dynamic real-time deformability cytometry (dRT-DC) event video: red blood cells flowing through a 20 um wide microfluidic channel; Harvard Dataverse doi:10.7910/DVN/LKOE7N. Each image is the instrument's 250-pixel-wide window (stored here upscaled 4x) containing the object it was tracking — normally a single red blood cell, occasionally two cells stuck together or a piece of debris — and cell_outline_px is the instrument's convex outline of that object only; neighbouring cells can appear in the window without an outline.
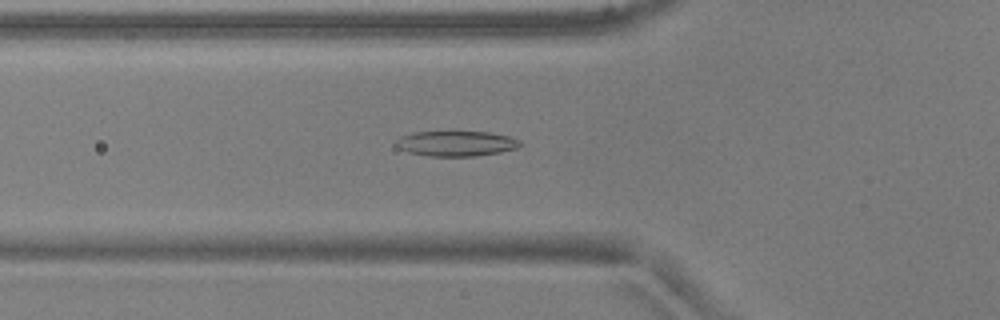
{"species": "common noctule bat (a hibernating species)", "species_latin": "Nyctalus noctula", "temperature_condition": "warm", "stored_images_in_passage": 50, "camera_frame_rate_fps": 3000, "um_per_image_px": 0.085, "animal": {"sex": "male", "body_mass_g": 17.9, "forearm_length_mm": 54.2}, "frame": {"image": 1, "passage_image": 19, "time_ms": 6.0, "image_size_px": [1000, 320], "cell_outline_px": [[520, 144], [516, 148], [500, 152], [472, 156], [428, 156], [408, 152], [396, 148], [396, 140], [400, 136], [412, 132], [448, 128], [452, 128], [488, 132], [508, 136], [520, 140]], "centroid_in_image_um": [38.69, 12.13], "position_along_channel_um": 87.1, "area_um2": 19.31}}
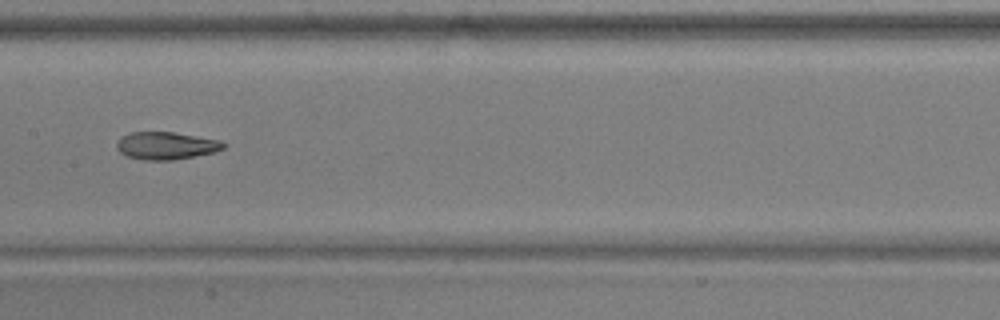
{"frame": {"image": 2, "passage_image": 27, "time_ms": 8.667, "image_size_px": [1000, 320], "cell_outline_px": [[228, 144], [224, 148], [216, 152], [172, 160], [144, 160], [124, 156], [116, 148], [116, 144], [124, 136], [132, 132], [172, 132], [220, 140]], "centroid_in_image_um": [14.14, 12.39], "position_along_channel_um": 193.3, "area_um2": 17.11}}
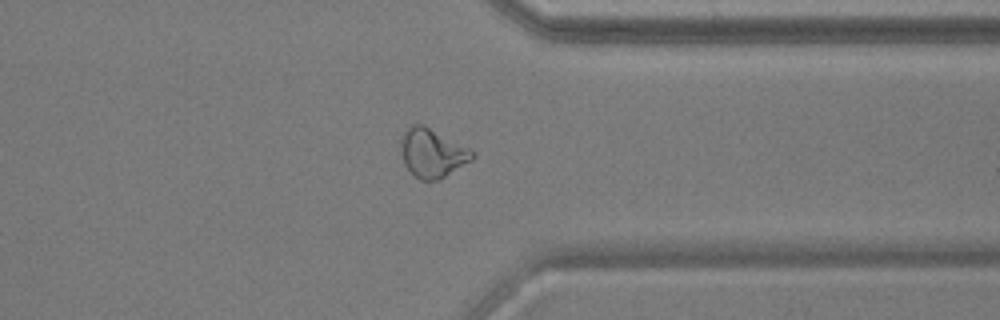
{"frame": {"image": 3, "passage_image": 41, "time_ms": 13.333, "image_size_px": [1000, 320], "cell_outline_px": [[476, 156], [472, 160], [440, 180], [420, 180], [404, 164], [400, 152], [400, 140], [404, 132], [412, 124], [424, 124], [476, 152]], "centroid_in_image_um": [36.75, 13.0], "position_along_channel_um": 374.7, "area_um2": 20.4}, "authors_computed_cell_mechanics": {"area_um2": 18.9006, "velocity_mm_per_s": 3.9452, "shape_relaxation_time_tau1_ms": null, "shape_relaxation_time_tau2_ms": 2.547, "deformation_change_tau1": null, "deformation_change_tau2": 0.0974}}